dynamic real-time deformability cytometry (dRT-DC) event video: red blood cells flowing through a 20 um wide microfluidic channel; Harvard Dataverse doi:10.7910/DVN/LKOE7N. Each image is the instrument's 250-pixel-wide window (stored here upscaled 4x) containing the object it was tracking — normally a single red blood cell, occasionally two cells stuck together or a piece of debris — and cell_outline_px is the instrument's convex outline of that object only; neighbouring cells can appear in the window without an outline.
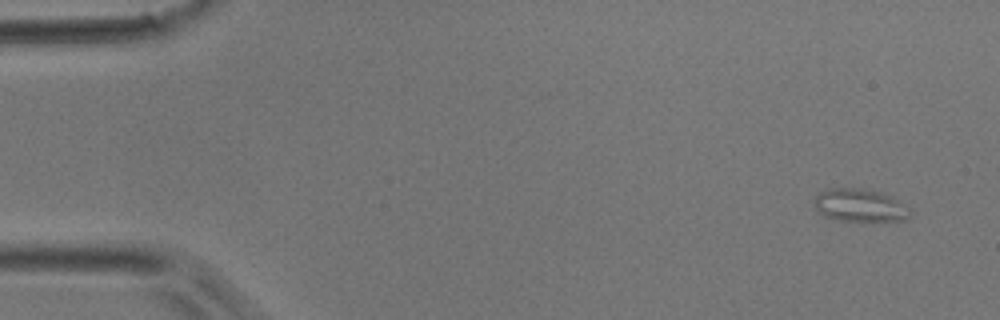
{"species": "common noctule bat (a hibernating species)", "species_latin": "Nyctalus noctula", "temperature_condition": "room temperature", "stored_images_in_passage": 4, "camera_frame_rate_fps": 3000, "um_per_image_px": 0.085, "animal": {"sex": "male", "body_mass_g": 17.9}, "frame": {"image": 1, "passage_image": 1, "time_ms": 0.0, "image_size_px": [1000, 320], "cell_outline_px": [[912, 212], [908, 220], [872, 224], [840, 220], [824, 216], [816, 208], [816, 196], [820, 192], [828, 188], [860, 188], [880, 192], [892, 196], [908, 208]], "centroid_in_image_um": [73.18, 17.51], "position_along_channel_um": 11.8, "area_um2": 19.02}}